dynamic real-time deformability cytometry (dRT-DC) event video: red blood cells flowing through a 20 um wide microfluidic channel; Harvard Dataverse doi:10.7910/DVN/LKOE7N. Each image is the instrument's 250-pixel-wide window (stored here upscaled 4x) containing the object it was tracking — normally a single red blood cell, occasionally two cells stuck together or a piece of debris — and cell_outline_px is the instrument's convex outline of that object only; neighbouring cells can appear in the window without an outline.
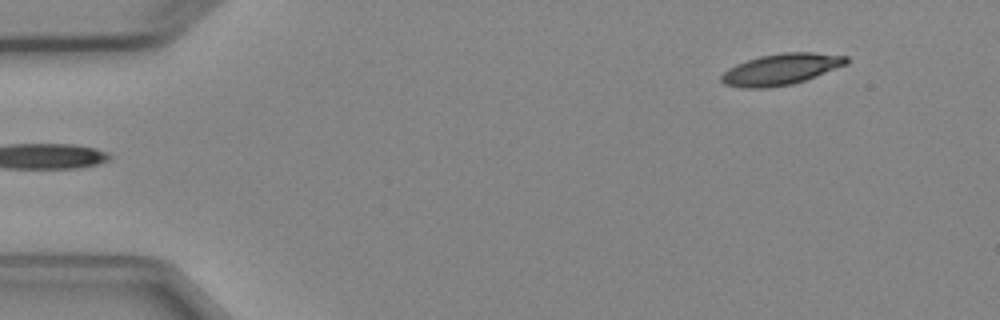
{"species": "Egyptian fruit bat (a non-hibernating species)", "species_latin": "Rousettus aegyptiacus", "temperature_condition": "cold", "stored_images_in_passage": 5, "segment_of_instrument_passage": [2, 2], "camera_frame_rate_fps": 3000, "um_per_image_px": 0.085, "animal": {"sex": "female"}, "frame": {"image": 1, "passage_image": 5, "time_ms": 4.667, "image_size_px": [1000, 320], "cell_outline_px": [[848, 64], [804, 80], [792, 84], [768, 88], [744, 88], [724, 84], [720, 80], [720, 76], [728, 68], [736, 64], [760, 56], [784, 52], [812, 52], [848, 56]], "centroid_in_image_um": [66.38, 5.89], "position_along_channel_um": 18.6, "area_um2": 22.66}}